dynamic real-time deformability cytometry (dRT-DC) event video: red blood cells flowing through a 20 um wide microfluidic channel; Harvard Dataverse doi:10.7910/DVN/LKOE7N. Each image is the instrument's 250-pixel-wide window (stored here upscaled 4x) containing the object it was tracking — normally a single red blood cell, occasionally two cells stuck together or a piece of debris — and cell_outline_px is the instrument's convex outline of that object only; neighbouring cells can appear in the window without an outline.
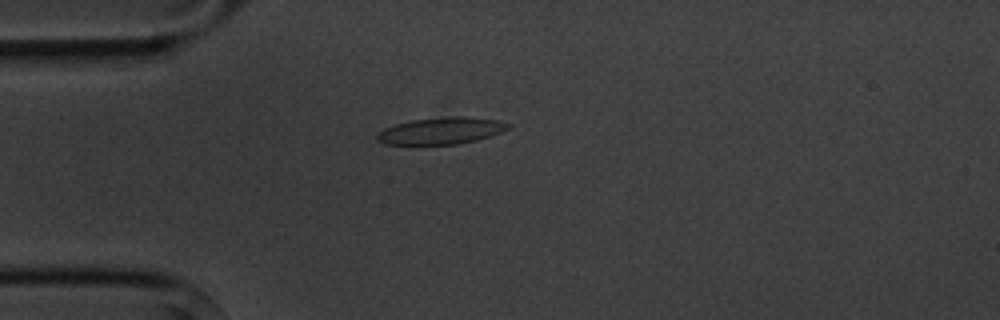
{"species": "common noctule bat (a hibernating species)", "species_latin": "Nyctalus noctula", "temperature_condition": "cold", "stored_images_in_passage": 5, "camera_frame_rate_fps": 3000, "um_per_image_px": 0.085, "animal": {"sex": "male", "body_mass_g": 20.1, "forearm_length_mm": 53.5}, "frame": {"image": 1, "passage_image": 2, "time_ms": 1.333, "image_size_px": [1000, 320], "cell_outline_px": [[512, 124], [508, 128], [500, 132], [476, 140], [460, 144], [384, 144], [376, 140], [376, 136], [384, 128], [396, 124], [412, 120], [444, 116], [464, 116], [496, 120]], "centroid_in_image_um": [37.48, 11.11], "position_along_channel_um": 47.5, "area_um2": 20.35}}
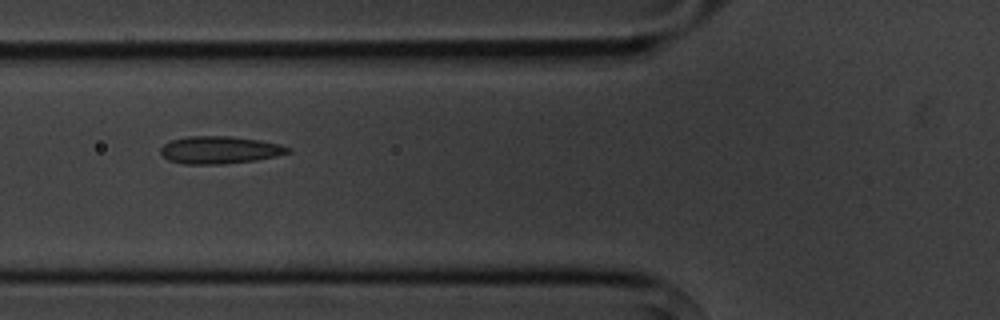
{"frame": {"image": 2, "passage_image": 4, "time_ms": 3.333, "image_size_px": [1000, 320], "cell_outline_px": [[292, 152], [276, 156], [256, 160], [224, 164], [184, 164], [168, 160], [160, 152], [160, 148], [164, 144], [172, 140], [188, 136], [232, 136], [260, 140], [280, 144], [292, 148]], "centroid_in_image_um": [18.7, 12.74], "position_along_channel_um": 107.1, "area_um2": 20.52}}
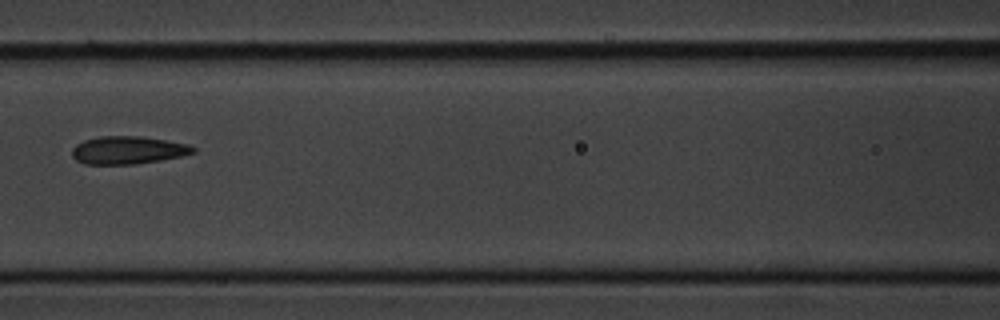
{"frame": {"image": 3, "passage_image": 5, "time_ms": 4.667, "image_size_px": [1000, 320], "cell_outline_px": [[196, 152], [180, 156], [160, 160], [136, 164], [84, 164], [76, 160], [72, 156], [72, 148], [76, 144], [84, 140], [100, 136], [140, 136], [188, 144], [196, 148]], "centroid_in_image_um": [10.85, 12.76], "position_along_channel_um": 155.7, "area_um2": 19.59}}